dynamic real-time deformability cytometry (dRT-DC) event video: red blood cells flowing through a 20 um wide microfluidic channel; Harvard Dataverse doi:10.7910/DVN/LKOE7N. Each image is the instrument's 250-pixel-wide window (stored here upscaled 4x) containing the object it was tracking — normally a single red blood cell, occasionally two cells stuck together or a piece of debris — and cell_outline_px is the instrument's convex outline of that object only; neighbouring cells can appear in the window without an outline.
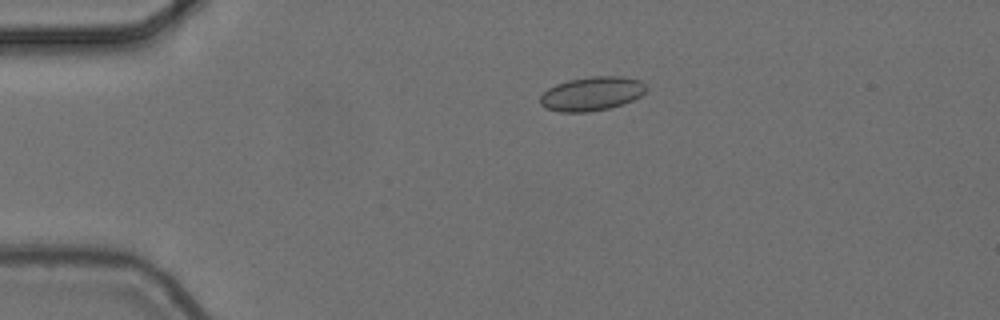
{"species": "common noctule bat (a hibernating species)", "species_latin": "Nyctalus noctula", "temperature_condition": "cold", "stored_images_in_passage": 5, "camera_frame_rate_fps": 3000, "um_per_image_px": 0.085, "animal": {"sex": "female", "body_mass_g": 24.6, "forearm_length_mm": 56.2}, "frame": {"image": 1, "passage_image": 2, "time_ms": 0.333, "image_size_px": [1000, 320], "cell_outline_px": [[648, 88], [640, 96], [632, 100], [608, 108], [588, 112], [560, 112], [544, 108], [540, 104], [540, 96], [548, 88], [556, 84], [568, 80], [588, 76], [624, 76], [640, 80]], "centroid_in_image_um": [50.28, 7.95], "position_along_channel_um": 34.7, "area_um2": 21.04}}
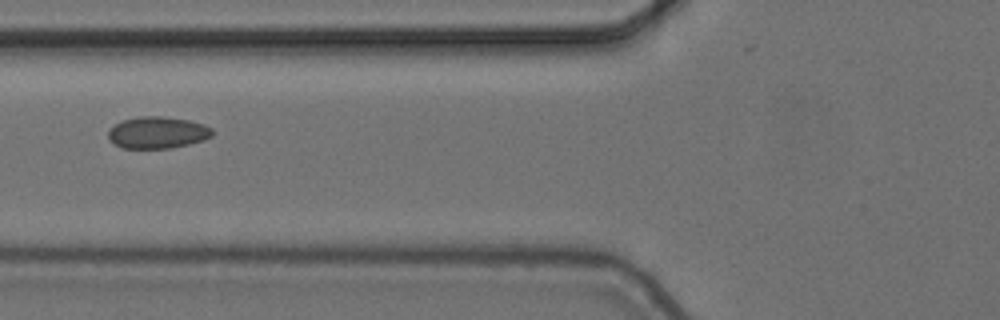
{"frame": {"image": 2, "passage_image": 5, "time_ms": 1.333, "image_size_px": [1000, 320], "cell_outline_px": [[212, 136], [204, 140], [172, 148], [120, 148], [108, 140], [108, 128], [124, 120], [140, 116], [164, 116], [188, 120], [204, 124], [212, 128]], "centroid_in_image_um": [13.37, 11.27], "position_along_channel_um": 112.4, "area_um2": 19.42}}